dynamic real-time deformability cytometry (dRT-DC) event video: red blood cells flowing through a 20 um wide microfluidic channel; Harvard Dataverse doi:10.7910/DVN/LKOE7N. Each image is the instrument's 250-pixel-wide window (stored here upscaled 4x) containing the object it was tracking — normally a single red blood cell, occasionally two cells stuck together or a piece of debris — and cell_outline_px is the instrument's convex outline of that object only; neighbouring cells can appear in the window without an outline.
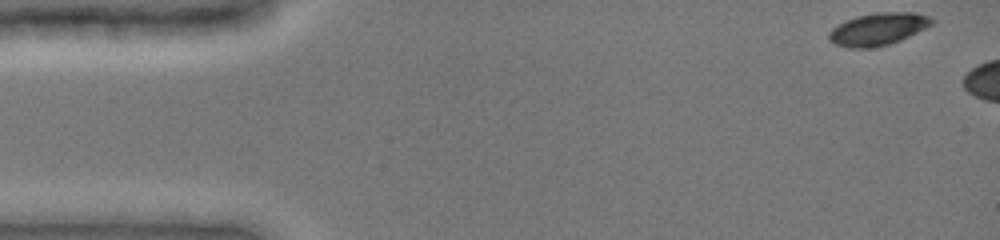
{"species": "common noctule bat (a hibernating species)", "species_latin": "Nyctalus noctula", "temperature_condition": "cold", "stored_images_in_passage": 6, "camera_frame_rate_fps": 3000, "um_per_image_px": 0.085, "animal": {"sex": "female", "body_mass_g": 19.0, "forearm_length_mm": 51.5}, "frame": {"image": 1, "passage_image": 1, "time_ms": 0.0, "image_size_px": [1000, 240], "cell_outline_px": [[936, 24], [900, 40], [888, 44], [868, 48], [848, 48], [832, 44], [828, 40], [828, 32], [832, 28], [856, 16], [876, 12], [916, 12], [928, 16], [936, 20]], "centroid_in_image_um": [74.66, 2.47], "position_along_channel_um": 10.3, "area_um2": 19.65}}